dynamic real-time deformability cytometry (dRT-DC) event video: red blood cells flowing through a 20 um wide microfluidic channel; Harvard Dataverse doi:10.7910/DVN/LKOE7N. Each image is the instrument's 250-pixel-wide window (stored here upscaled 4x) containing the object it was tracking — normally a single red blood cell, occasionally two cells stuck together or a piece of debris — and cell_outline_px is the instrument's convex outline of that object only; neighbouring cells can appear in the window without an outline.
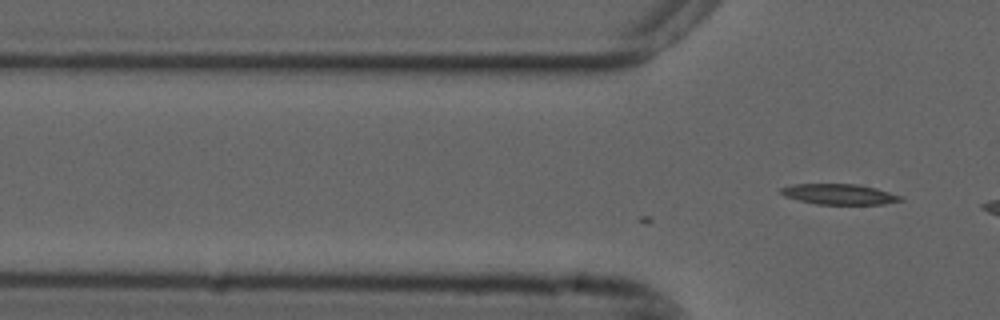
{"species": "common noctule bat (a hibernating species)", "species_latin": "Nyctalus noctula", "temperature_condition": "cold", "stored_images_in_passage": 2, "camera_frame_rate_fps": 3000, "um_per_image_px": 0.085, "animal": {"sex": "male", "forearm_length_mm": 52.5}, "frame": {"image": 1, "passage_image": 2, "time_ms": 0.333, "image_size_px": [1000, 320], "cell_outline_px": [[904, 200], [884, 204], [816, 204], [784, 196], [780, 192], [780, 188], [792, 184], [856, 184], [876, 188], [904, 196]], "centroid_in_image_um": [71.37, 16.5], "position_along_channel_um": 54.4, "area_um2": 14.33}}